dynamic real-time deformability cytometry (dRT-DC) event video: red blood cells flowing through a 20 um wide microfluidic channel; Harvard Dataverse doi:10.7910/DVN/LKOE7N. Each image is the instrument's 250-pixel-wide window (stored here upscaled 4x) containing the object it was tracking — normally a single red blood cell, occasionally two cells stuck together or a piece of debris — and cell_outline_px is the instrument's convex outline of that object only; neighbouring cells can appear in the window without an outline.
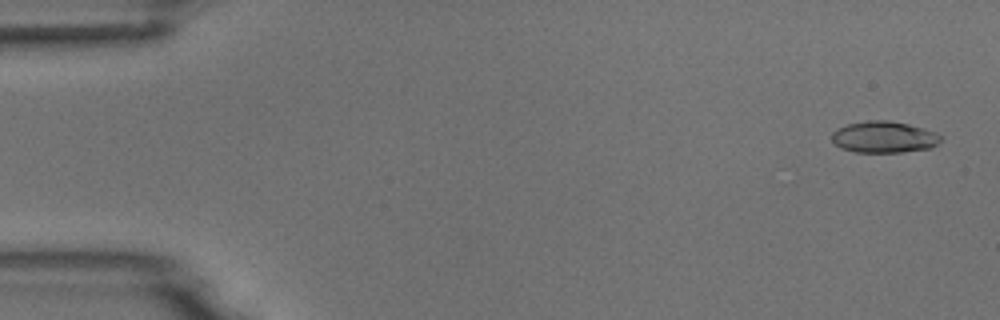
{"species": "common noctule bat (a hibernating species)", "species_latin": "Nyctalus noctula", "temperature_condition": "room temperature", "stored_images_in_passage": 54, "camera_frame_rate_fps": 3000, "um_per_image_px": 0.085, "animal": {"sex": "male", "body_mass_g": 18.8}, "frame": {"image": 1, "passage_image": 2, "time_ms": 0.333, "image_size_px": [1000, 320], "cell_outline_px": [[940, 140], [932, 148], [904, 152], [856, 152], [840, 148], [832, 140], [832, 132], [836, 128], [848, 124], [868, 120], [888, 120], [908, 124], [936, 132], [940, 136]], "centroid_in_image_um": [75.12, 11.65], "position_along_channel_um": 9.9, "area_um2": 20.0}}
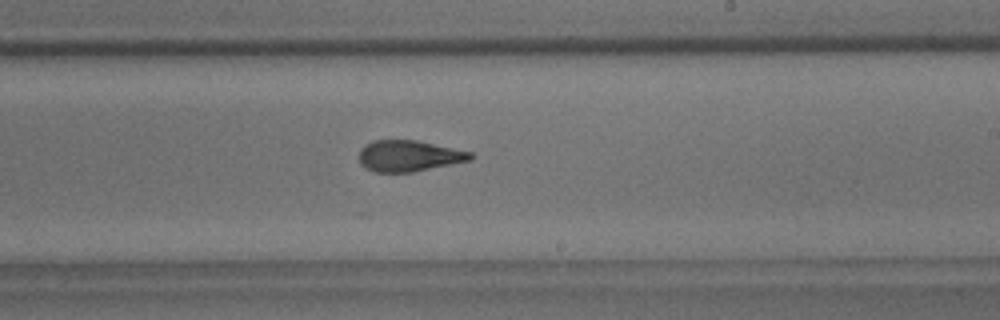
{"frame": {"image": 2, "passage_image": 32, "time_ms": 10.333, "image_size_px": [1000, 320], "cell_outline_px": [[476, 156], [472, 160], [412, 172], [376, 172], [364, 168], [360, 164], [360, 148], [364, 144], [372, 140], [416, 140], [472, 152]], "centroid_in_image_um": [34.76, 13.25], "position_along_channel_um": 254.2, "area_um2": 20.35}}
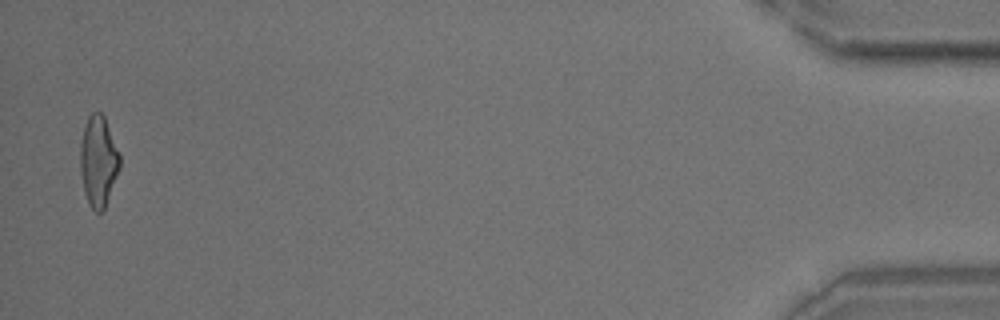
{"frame": {"image": 3, "passage_image": 53, "time_ms": 17.333, "image_size_px": [1000, 320], "cell_outline_px": [[120, 168], [104, 212], [96, 212], [88, 204], [84, 192], [80, 172], [80, 140], [84, 124], [88, 116], [92, 112], [100, 112], [104, 116], [120, 152]], "centroid_in_image_um": [8.36, 13.71], "position_along_channel_um": 426.8, "area_um2": 21.39}, "authors_computed_cell_mechanics": {"area_um2": 20.7213, "velocity_mm_per_s": 3.7318, "shape_relaxation_time_tau1_ms": 5.856, "shape_relaxation_time_tau2_ms": 1.9429, "deformation_change_tau1": 0.1846, "deformation_change_tau2": 0.1078}}